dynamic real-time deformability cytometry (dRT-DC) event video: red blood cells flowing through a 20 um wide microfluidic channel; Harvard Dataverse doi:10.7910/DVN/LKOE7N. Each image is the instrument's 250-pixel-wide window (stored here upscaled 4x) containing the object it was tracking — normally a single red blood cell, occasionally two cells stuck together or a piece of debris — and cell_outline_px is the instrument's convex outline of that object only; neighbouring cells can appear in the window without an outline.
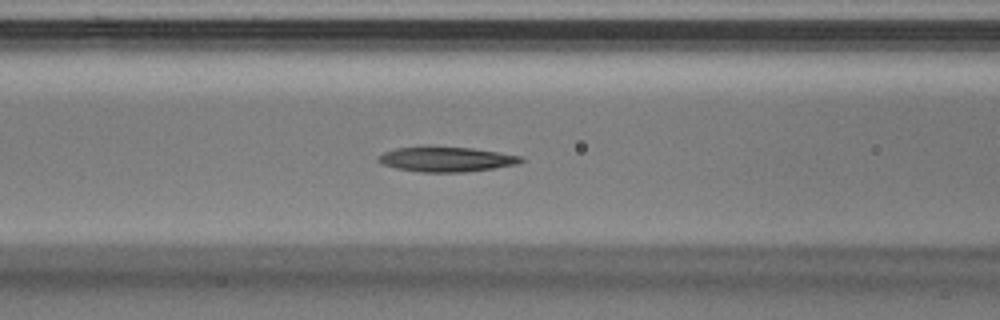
{"species": "Egyptian fruit bat (a non-hibernating species)", "species_latin": "Rousettus aegyptiacus", "temperature_condition": "warm", "stored_images_in_passage": 33, "segment_of_instrument_passage": [1, 2], "camera_frame_rate_fps": 3000, "um_per_image_px": 0.085, "animal": {"sex": "male"}, "frame": {"image": 1, "passage_image": 9, "time_ms": 2.667, "image_size_px": [1000, 320], "cell_outline_px": [[524, 160], [520, 164], [464, 172], [420, 172], [396, 168], [380, 164], [376, 160], [376, 156], [384, 152], [396, 148], [472, 148], [520, 156]], "centroid_in_image_um": [37.9, 13.56], "position_along_channel_um": 128.7, "area_um2": 20.23}}
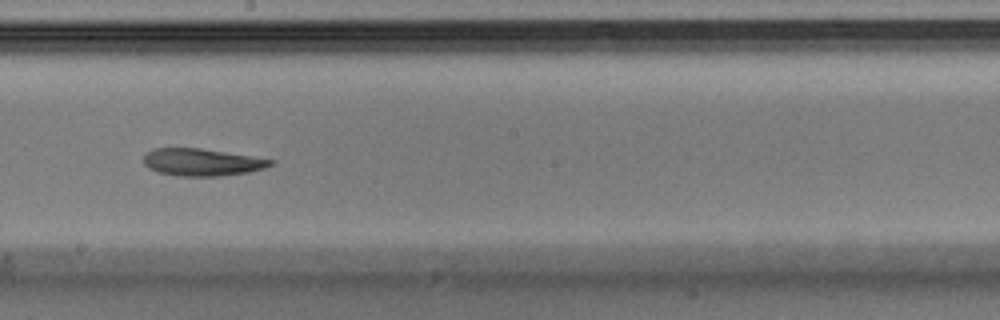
{"frame": {"image": 2, "passage_image": 15, "time_ms": 4.667, "image_size_px": [1000, 320], "cell_outline_px": [[272, 164], [264, 168], [248, 172], [220, 176], [176, 176], [160, 172], [148, 168], [144, 164], [144, 156], [152, 148], [200, 148], [272, 160]], "centroid_in_image_um": [17.1, 13.79], "position_along_channel_um": 231.1, "area_um2": 19.83}}
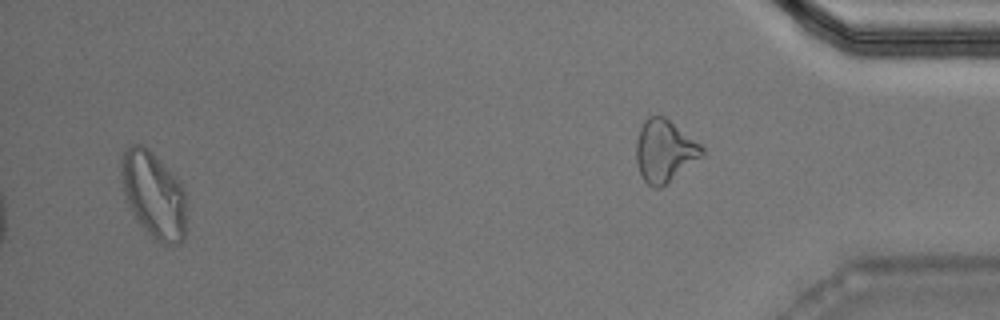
{"frame": {"image": 3, "passage_image": 31, "time_ms": 10.0, "image_size_px": [1000, 320], "cell_outline_px": [[188, 200], [184, 236], [180, 244], [164, 244], [156, 240], [152, 236], [136, 216], [124, 192], [124, 152], [132, 144], [144, 144], [180, 180], [184, 188]], "centroid_in_image_um": [13.18, 16.57], "position_along_channel_um": 422.0, "area_um2": 32.02}}